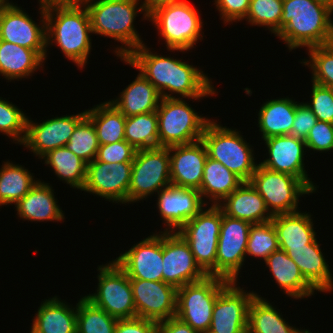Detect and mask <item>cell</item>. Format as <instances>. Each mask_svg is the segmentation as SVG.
I'll return each mask as SVG.
<instances>
[{
    "mask_svg": "<svg viewBox=\"0 0 333 333\" xmlns=\"http://www.w3.org/2000/svg\"><path fill=\"white\" fill-rule=\"evenodd\" d=\"M311 103H306L319 121L333 123V89L312 82Z\"/></svg>",
    "mask_w": 333,
    "mask_h": 333,
    "instance_id": "cell-45",
    "label": "cell"
},
{
    "mask_svg": "<svg viewBox=\"0 0 333 333\" xmlns=\"http://www.w3.org/2000/svg\"><path fill=\"white\" fill-rule=\"evenodd\" d=\"M296 102L286 98L266 101L258 112V127L262 139L273 136L291 135L295 120Z\"/></svg>",
    "mask_w": 333,
    "mask_h": 333,
    "instance_id": "cell-31",
    "label": "cell"
},
{
    "mask_svg": "<svg viewBox=\"0 0 333 333\" xmlns=\"http://www.w3.org/2000/svg\"><path fill=\"white\" fill-rule=\"evenodd\" d=\"M264 262L287 296L296 300L314 295L316 289L304 278L299 267L285 251H274Z\"/></svg>",
    "mask_w": 333,
    "mask_h": 333,
    "instance_id": "cell-28",
    "label": "cell"
},
{
    "mask_svg": "<svg viewBox=\"0 0 333 333\" xmlns=\"http://www.w3.org/2000/svg\"><path fill=\"white\" fill-rule=\"evenodd\" d=\"M249 182L264 199L273 216L299 211V197L313 193L297 177L269 170L260 164Z\"/></svg>",
    "mask_w": 333,
    "mask_h": 333,
    "instance_id": "cell-12",
    "label": "cell"
},
{
    "mask_svg": "<svg viewBox=\"0 0 333 333\" xmlns=\"http://www.w3.org/2000/svg\"><path fill=\"white\" fill-rule=\"evenodd\" d=\"M230 281L217 296L207 333H247L248 309L254 296Z\"/></svg>",
    "mask_w": 333,
    "mask_h": 333,
    "instance_id": "cell-15",
    "label": "cell"
},
{
    "mask_svg": "<svg viewBox=\"0 0 333 333\" xmlns=\"http://www.w3.org/2000/svg\"><path fill=\"white\" fill-rule=\"evenodd\" d=\"M49 184L38 180L30 191L15 204L18 217L32 222H58L65 219L63 210L57 204L54 190Z\"/></svg>",
    "mask_w": 333,
    "mask_h": 333,
    "instance_id": "cell-25",
    "label": "cell"
},
{
    "mask_svg": "<svg viewBox=\"0 0 333 333\" xmlns=\"http://www.w3.org/2000/svg\"><path fill=\"white\" fill-rule=\"evenodd\" d=\"M324 1L329 2L330 4L333 5V0H324Z\"/></svg>",
    "mask_w": 333,
    "mask_h": 333,
    "instance_id": "cell-56",
    "label": "cell"
},
{
    "mask_svg": "<svg viewBox=\"0 0 333 333\" xmlns=\"http://www.w3.org/2000/svg\"><path fill=\"white\" fill-rule=\"evenodd\" d=\"M268 150L267 159L259 164L269 170L295 176L302 180L314 193L315 183L308 177L304 166L305 140L292 135L273 136L263 140Z\"/></svg>",
    "mask_w": 333,
    "mask_h": 333,
    "instance_id": "cell-18",
    "label": "cell"
},
{
    "mask_svg": "<svg viewBox=\"0 0 333 333\" xmlns=\"http://www.w3.org/2000/svg\"><path fill=\"white\" fill-rule=\"evenodd\" d=\"M229 282L222 277L207 276L201 281L178 288L176 317L193 330L207 333L216 298Z\"/></svg>",
    "mask_w": 333,
    "mask_h": 333,
    "instance_id": "cell-8",
    "label": "cell"
},
{
    "mask_svg": "<svg viewBox=\"0 0 333 333\" xmlns=\"http://www.w3.org/2000/svg\"><path fill=\"white\" fill-rule=\"evenodd\" d=\"M252 223L227 216L222 211L221 230L216 253V276L237 281L246 257Z\"/></svg>",
    "mask_w": 333,
    "mask_h": 333,
    "instance_id": "cell-14",
    "label": "cell"
},
{
    "mask_svg": "<svg viewBox=\"0 0 333 333\" xmlns=\"http://www.w3.org/2000/svg\"><path fill=\"white\" fill-rule=\"evenodd\" d=\"M9 0H0V13L10 4Z\"/></svg>",
    "mask_w": 333,
    "mask_h": 333,
    "instance_id": "cell-54",
    "label": "cell"
},
{
    "mask_svg": "<svg viewBox=\"0 0 333 333\" xmlns=\"http://www.w3.org/2000/svg\"><path fill=\"white\" fill-rule=\"evenodd\" d=\"M301 329L289 325L276 308L256 294L248 309L247 333H300Z\"/></svg>",
    "mask_w": 333,
    "mask_h": 333,
    "instance_id": "cell-34",
    "label": "cell"
},
{
    "mask_svg": "<svg viewBox=\"0 0 333 333\" xmlns=\"http://www.w3.org/2000/svg\"><path fill=\"white\" fill-rule=\"evenodd\" d=\"M117 321L85 297L77 303V333H114Z\"/></svg>",
    "mask_w": 333,
    "mask_h": 333,
    "instance_id": "cell-39",
    "label": "cell"
},
{
    "mask_svg": "<svg viewBox=\"0 0 333 333\" xmlns=\"http://www.w3.org/2000/svg\"><path fill=\"white\" fill-rule=\"evenodd\" d=\"M86 116L96 129L99 145L125 140L126 117L109 101L86 110Z\"/></svg>",
    "mask_w": 333,
    "mask_h": 333,
    "instance_id": "cell-35",
    "label": "cell"
},
{
    "mask_svg": "<svg viewBox=\"0 0 333 333\" xmlns=\"http://www.w3.org/2000/svg\"><path fill=\"white\" fill-rule=\"evenodd\" d=\"M320 245L316 238L308 248L280 250L286 252L316 291L330 293L333 291V277Z\"/></svg>",
    "mask_w": 333,
    "mask_h": 333,
    "instance_id": "cell-26",
    "label": "cell"
},
{
    "mask_svg": "<svg viewBox=\"0 0 333 333\" xmlns=\"http://www.w3.org/2000/svg\"><path fill=\"white\" fill-rule=\"evenodd\" d=\"M279 249L277 232L272 221L251 225L246 256L258 257L265 261L274 251Z\"/></svg>",
    "mask_w": 333,
    "mask_h": 333,
    "instance_id": "cell-41",
    "label": "cell"
},
{
    "mask_svg": "<svg viewBox=\"0 0 333 333\" xmlns=\"http://www.w3.org/2000/svg\"><path fill=\"white\" fill-rule=\"evenodd\" d=\"M33 319L30 333H77L75 307L54 296L41 302Z\"/></svg>",
    "mask_w": 333,
    "mask_h": 333,
    "instance_id": "cell-27",
    "label": "cell"
},
{
    "mask_svg": "<svg viewBox=\"0 0 333 333\" xmlns=\"http://www.w3.org/2000/svg\"><path fill=\"white\" fill-rule=\"evenodd\" d=\"M210 120L203 132L201 140L204 142L208 157L221 162L243 182H249L256 171L253 146L242 137L240 131L227 128Z\"/></svg>",
    "mask_w": 333,
    "mask_h": 333,
    "instance_id": "cell-5",
    "label": "cell"
},
{
    "mask_svg": "<svg viewBox=\"0 0 333 333\" xmlns=\"http://www.w3.org/2000/svg\"><path fill=\"white\" fill-rule=\"evenodd\" d=\"M85 116L86 110L76 115L57 116L42 123H35L28 117L26 135L21 145L42 158L49 151L65 146L76 125Z\"/></svg>",
    "mask_w": 333,
    "mask_h": 333,
    "instance_id": "cell-20",
    "label": "cell"
},
{
    "mask_svg": "<svg viewBox=\"0 0 333 333\" xmlns=\"http://www.w3.org/2000/svg\"><path fill=\"white\" fill-rule=\"evenodd\" d=\"M97 271L96 293L84 297L117 320L136 317L132 286L126 272L114 260L100 265Z\"/></svg>",
    "mask_w": 333,
    "mask_h": 333,
    "instance_id": "cell-9",
    "label": "cell"
},
{
    "mask_svg": "<svg viewBox=\"0 0 333 333\" xmlns=\"http://www.w3.org/2000/svg\"><path fill=\"white\" fill-rule=\"evenodd\" d=\"M45 17L47 48L57 44L66 58L78 68H84L92 49V29L85 5H48L45 6Z\"/></svg>",
    "mask_w": 333,
    "mask_h": 333,
    "instance_id": "cell-3",
    "label": "cell"
},
{
    "mask_svg": "<svg viewBox=\"0 0 333 333\" xmlns=\"http://www.w3.org/2000/svg\"><path fill=\"white\" fill-rule=\"evenodd\" d=\"M283 13V0H251L249 10L243 19L252 26L267 27L276 35L280 31Z\"/></svg>",
    "mask_w": 333,
    "mask_h": 333,
    "instance_id": "cell-42",
    "label": "cell"
},
{
    "mask_svg": "<svg viewBox=\"0 0 333 333\" xmlns=\"http://www.w3.org/2000/svg\"><path fill=\"white\" fill-rule=\"evenodd\" d=\"M41 159L52 168L57 177L82 191L86 181L87 163L66 146L49 151Z\"/></svg>",
    "mask_w": 333,
    "mask_h": 333,
    "instance_id": "cell-36",
    "label": "cell"
},
{
    "mask_svg": "<svg viewBox=\"0 0 333 333\" xmlns=\"http://www.w3.org/2000/svg\"><path fill=\"white\" fill-rule=\"evenodd\" d=\"M41 21L38 25L22 7L11 2L0 13V40L35 50L47 57L45 6L39 2Z\"/></svg>",
    "mask_w": 333,
    "mask_h": 333,
    "instance_id": "cell-13",
    "label": "cell"
},
{
    "mask_svg": "<svg viewBox=\"0 0 333 333\" xmlns=\"http://www.w3.org/2000/svg\"><path fill=\"white\" fill-rule=\"evenodd\" d=\"M114 333H158V322L140 317L120 319Z\"/></svg>",
    "mask_w": 333,
    "mask_h": 333,
    "instance_id": "cell-50",
    "label": "cell"
},
{
    "mask_svg": "<svg viewBox=\"0 0 333 333\" xmlns=\"http://www.w3.org/2000/svg\"><path fill=\"white\" fill-rule=\"evenodd\" d=\"M169 185L171 174L168 147L137 150L132 162L128 203L145 200Z\"/></svg>",
    "mask_w": 333,
    "mask_h": 333,
    "instance_id": "cell-11",
    "label": "cell"
},
{
    "mask_svg": "<svg viewBox=\"0 0 333 333\" xmlns=\"http://www.w3.org/2000/svg\"><path fill=\"white\" fill-rule=\"evenodd\" d=\"M149 49L142 44L126 58H121V61L138 69L156 88L161 98L182 97L199 100L217 94L212 81L201 69L193 67L182 59L152 53ZM172 94H179L180 97Z\"/></svg>",
    "mask_w": 333,
    "mask_h": 333,
    "instance_id": "cell-1",
    "label": "cell"
},
{
    "mask_svg": "<svg viewBox=\"0 0 333 333\" xmlns=\"http://www.w3.org/2000/svg\"><path fill=\"white\" fill-rule=\"evenodd\" d=\"M242 183L243 181L221 162L207 157L199 192L206 206L204 197L212 202L209 204L218 205Z\"/></svg>",
    "mask_w": 333,
    "mask_h": 333,
    "instance_id": "cell-33",
    "label": "cell"
},
{
    "mask_svg": "<svg viewBox=\"0 0 333 333\" xmlns=\"http://www.w3.org/2000/svg\"><path fill=\"white\" fill-rule=\"evenodd\" d=\"M156 195L159 215L168 227L164 232H178L206 206L197 189L169 185Z\"/></svg>",
    "mask_w": 333,
    "mask_h": 333,
    "instance_id": "cell-22",
    "label": "cell"
},
{
    "mask_svg": "<svg viewBox=\"0 0 333 333\" xmlns=\"http://www.w3.org/2000/svg\"><path fill=\"white\" fill-rule=\"evenodd\" d=\"M65 146L87 164L96 158L99 142L96 129L87 116L76 125Z\"/></svg>",
    "mask_w": 333,
    "mask_h": 333,
    "instance_id": "cell-40",
    "label": "cell"
},
{
    "mask_svg": "<svg viewBox=\"0 0 333 333\" xmlns=\"http://www.w3.org/2000/svg\"><path fill=\"white\" fill-rule=\"evenodd\" d=\"M156 112L160 147L201 140L210 121L208 117L199 116L183 98H161Z\"/></svg>",
    "mask_w": 333,
    "mask_h": 333,
    "instance_id": "cell-7",
    "label": "cell"
},
{
    "mask_svg": "<svg viewBox=\"0 0 333 333\" xmlns=\"http://www.w3.org/2000/svg\"><path fill=\"white\" fill-rule=\"evenodd\" d=\"M37 181L22 165L4 162L0 168V206L15 205Z\"/></svg>",
    "mask_w": 333,
    "mask_h": 333,
    "instance_id": "cell-37",
    "label": "cell"
},
{
    "mask_svg": "<svg viewBox=\"0 0 333 333\" xmlns=\"http://www.w3.org/2000/svg\"><path fill=\"white\" fill-rule=\"evenodd\" d=\"M83 4L90 17L92 34L106 36L122 44L115 48L117 57L126 58L143 44L133 24L140 12L148 21L140 0H86Z\"/></svg>",
    "mask_w": 333,
    "mask_h": 333,
    "instance_id": "cell-4",
    "label": "cell"
},
{
    "mask_svg": "<svg viewBox=\"0 0 333 333\" xmlns=\"http://www.w3.org/2000/svg\"><path fill=\"white\" fill-rule=\"evenodd\" d=\"M300 333H312V332H310V331L307 330V329H304V330H301Z\"/></svg>",
    "mask_w": 333,
    "mask_h": 333,
    "instance_id": "cell-55",
    "label": "cell"
},
{
    "mask_svg": "<svg viewBox=\"0 0 333 333\" xmlns=\"http://www.w3.org/2000/svg\"><path fill=\"white\" fill-rule=\"evenodd\" d=\"M216 9L220 12L221 20L224 23L242 21L249 10L251 0H214Z\"/></svg>",
    "mask_w": 333,
    "mask_h": 333,
    "instance_id": "cell-48",
    "label": "cell"
},
{
    "mask_svg": "<svg viewBox=\"0 0 333 333\" xmlns=\"http://www.w3.org/2000/svg\"><path fill=\"white\" fill-rule=\"evenodd\" d=\"M161 96L156 88L140 73L116 99L109 100L125 117L155 112Z\"/></svg>",
    "mask_w": 333,
    "mask_h": 333,
    "instance_id": "cell-30",
    "label": "cell"
},
{
    "mask_svg": "<svg viewBox=\"0 0 333 333\" xmlns=\"http://www.w3.org/2000/svg\"><path fill=\"white\" fill-rule=\"evenodd\" d=\"M137 150L127 141L99 145L96 160L107 163L133 162Z\"/></svg>",
    "mask_w": 333,
    "mask_h": 333,
    "instance_id": "cell-46",
    "label": "cell"
},
{
    "mask_svg": "<svg viewBox=\"0 0 333 333\" xmlns=\"http://www.w3.org/2000/svg\"><path fill=\"white\" fill-rule=\"evenodd\" d=\"M308 150L328 152L333 150V123L317 121L305 140Z\"/></svg>",
    "mask_w": 333,
    "mask_h": 333,
    "instance_id": "cell-47",
    "label": "cell"
},
{
    "mask_svg": "<svg viewBox=\"0 0 333 333\" xmlns=\"http://www.w3.org/2000/svg\"><path fill=\"white\" fill-rule=\"evenodd\" d=\"M333 5L324 0H283L280 31L289 50L333 43Z\"/></svg>",
    "mask_w": 333,
    "mask_h": 333,
    "instance_id": "cell-2",
    "label": "cell"
},
{
    "mask_svg": "<svg viewBox=\"0 0 333 333\" xmlns=\"http://www.w3.org/2000/svg\"><path fill=\"white\" fill-rule=\"evenodd\" d=\"M121 253L114 261L130 279L163 282L162 231Z\"/></svg>",
    "mask_w": 333,
    "mask_h": 333,
    "instance_id": "cell-21",
    "label": "cell"
},
{
    "mask_svg": "<svg viewBox=\"0 0 333 333\" xmlns=\"http://www.w3.org/2000/svg\"><path fill=\"white\" fill-rule=\"evenodd\" d=\"M308 50L309 59L303 61L312 70V82L333 89V43L314 46Z\"/></svg>",
    "mask_w": 333,
    "mask_h": 333,
    "instance_id": "cell-43",
    "label": "cell"
},
{
    "mask_svg": "<svg viewBox=\"0 0 333 333\" xmlns=\"http://www.w3.org/2000/svg\"><path fill=\"white\" fill-rule=\"evenodd\" d=\"M158 333H200L193 330L188 324L179 318L172 317L158 322Z\"/></svg>",
    "mask_w": 333,
    "mask_h": 333,
    "instance_id": "cell-51",
    "label": "cell"
},
{
    "mask_svg": "<svg viewBox=\"0 0 333 333\" xmlns=\"http://www.w3.org/2000/svg\"><path fill=\"white\" fill-rule=\"evenodd\" d=\"M132 162L107 163L94 159L87 164L82 191L96 194L109 202L128 203Z\"/></svg>",
    "mask_w": 333,
    "mask_h": 333,
    "instance_id": "cell-17",
    "label": "cell"
},
{
    "mask_svg": "<svg viewBox=\"0 0 333 333\" xmlns=\"http://www.w3.org/2000/svg\"><path fill=\"white\" fill-rule=\"evenodd\" d=\"M136 317L160 322L176 316L177 289L161 281L130 279Z\"/></svg>",
    "mask_w": 333,
    "mask_h": 333,
    "instance_id": "cell-19",
    "label": "cell"
},
{
    "mask_svg": "<svg viewBox=\"0 0 333 333\" xmlns=\"http://www.w3.org/2000/svg\"><path fill=\"white\" fill-rule=\"evenodd\" d=\"M125 141L136 150L160 147L157 112L126 117Z\"/></svg>",
    "mask_w": 333,
    "mask_h": 333,
    "instance_id": "cell-38",
    "label": "cell"
},
{
    "mask_svg": "<svg viewBox=\"0 0 333 333\" xmlns=\"http://www.w3.org/2000/svg\"><path fill=\"white\" fill-rule=\"evenodd\" d=\"M317 121L318 119L306 103L296 101L295 120L292 125L291 135L306 140L310 129Z\"/></svg>",
    "mask_w": 333,
    "mask_h": 333,
    "instance_id": "cell-49",
    "label": "cell"
},
{
    "mask_svg": "<svg viewBox=\"0 0 333 333\" xmlns=\"http://www.w3.org/2000/svg\"><path fill=\"white\" fill-rule=\"evenodd\" d=\"M181 0H144L141 2L145 15L148 17L151 13L157 9L170 5Z\"/></svg>",
    "mask_w": 333,
    "mask_h": 333,
    "instance_id": "cell-52",
    "label": "cell"
},
{
    "mask_svg": "<svg viewBox=\"0 0 333 333\" xmlns=\"http://www.w3.org/2000/svg\"><path fill=\"white\" fill-rule=\"evenodd\" d=\"M198 13L187 0H181L157 9L148 20L156 26L168 51L185 52L203 39V22Z\"/></svg>",
    "mask_w": 333,
    "mask_h": 333,
    "instance_id": "cell-6",
    "label": "cell"
},
{
    "mask_svg": "<svg viewBox=\"0 0 333 333\" xmlns=\"http://www.w3.org/2000/svg\"><path fill=\"white\" fill-rule=\"evenodd\" d=\"M280 249L308 248L316 239L311 215L306 212L278 214L272 218Z\"/></svg>",
    "mask_w": 333,
    "mask_h": 333,
    "instance_id": "cell-29",
    "label": "cell"
},
{
    "mask_svg": "<svg viewBox=\"0 0 333 333\" xmlns=\"http://www.w3.org/2000/svg\"><path fill=\"white\" fill-rule=\"evenodd\" d=\"M28 117L24 112L10 103L8 100L0 97V132L11 137L21 145L26 135Z\"/></svg>",
    "mask_w": 333,
    "mask_h": 333,
    "instance_id": "cell-44",
    "label": "cell"
},
{
    "mask_svg": "<svg viewBox=\"0 0 333 333\" xmlns=\"http://www.w3.org/2000/svg\"><path fill=\"white\" fill-rule=\"evenodd\" d=\"M44 61L35 50L0 40V74L10 82L32 76Z\"/></svg>",
    "mask_w": 333,
    "mask_h": 333,
    "instance_id": "cell-32",
    "label": "cell"
},
{
    "mask_svg": "<svg viewBox=\"0 0 333 333\" xmlns=\"http://www.w3.org/2000/svg\"><path fill=\"white\" fill-rule=\"evenodd\" d=\"M86 0H39L44 6L52 4H83Z\"/></svg>",
    "mask_w": 333,
    "mask_h": 333,
    "instance_id": "cell-53",
    "label": "cell"
},
{
    "mask_svg": "<svg viewBox=\"0 0 333 333\" xmlns=\"http://www.w3.org/2000/svg\"><path fill=\"white\" fill-rule=\"evenodd\" d=\"M171 185L200 190L208 157L202 140L168 147Z\"/></svg>",
    "mask_w": 333,
    "mask_h": 333,
    "instance_id": "cell-23",
    "label": "cell"
},
{
    "mask_svg": "<svg viewBox=\"0 0 333 333\" xmlns=\"http://www.w3.org/2000/svg\"><path fill=\"white\" fill-rule=\"evenodd\" d=\"M221 221V208L218 205H210L208 209L204 207L178 231L189 244L197 264L208 276H216V253Z\"/></svg>",
    "mask_w": 333,
    "mask_h": 333,
    "instance_id": "cell-10",
    "label": "cell"
},
{
    "mask_svg": "<svg viewBox=\"0 0 333 333\" xmlns=\"http://www.w3.org/2000/svg\"><path fill=\"white\" fill-rule=\"evenodd\" d=\"M218 206L225 215L252 224L269 222L273 218L264 199L250 182H243Z\"/></svg>",
    "mask_w": 333,
    "mask_h": 333,
    "instance_id": "cell-24",
    "label": "cell"
},
{
    "mask_svg": "<svg viewBox=\"0 0 333 333\" xmlns=\"http://www.w3.org/2000/svg\"><path fill=\"white\" fill-rule=\"evenodd\" d=\"M163 282L176 289L208 275L197 264L189 244L178 232L162 231Z\"/></svg>",
    "mask_w": 333,
    "mask_h": 333,
    "instance_id": "cell-16",
    "label": "cell"
}]
</instances>
